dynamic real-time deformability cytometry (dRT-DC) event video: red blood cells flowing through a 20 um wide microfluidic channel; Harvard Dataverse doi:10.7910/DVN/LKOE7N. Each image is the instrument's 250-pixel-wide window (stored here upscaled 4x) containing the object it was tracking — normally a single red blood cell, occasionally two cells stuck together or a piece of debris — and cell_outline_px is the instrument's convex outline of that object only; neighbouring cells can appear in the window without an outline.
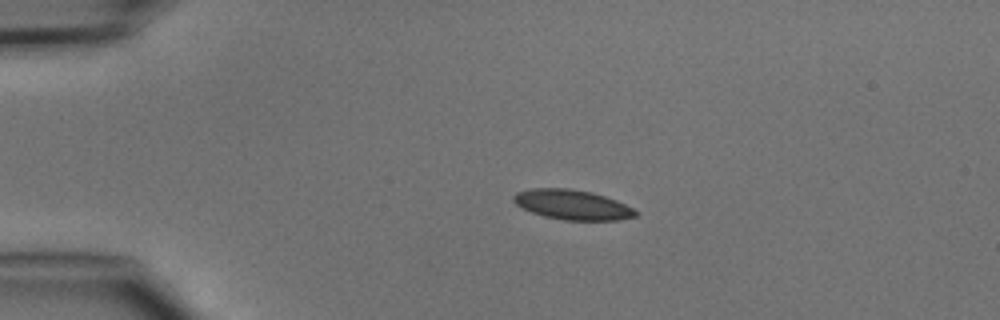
{"species": "common noctule bat (a hibernating species)", "species_latin": "Nyctalus noctula", "temperature_condition": "cold", "stored_images_in_passage": 3, "camera_frame_rate_fps": 3000, "um_per_image_px": 0.085, "animal": {"sex": "male", "body_mass_g": 15.6}, "frame": {"image": 1, "passage_image": 2, "time_ms": 1.333, "image_size_px": [1000, 320], "cell_outline_px": [[640, 212], [636, 216], [620, 220], [564, 220], [544, 216], [532, 212], [516, 204], [512, 200], [512, 196], [516, 192], [532, 188], [568, 188], [592, 192], [616, 200]], "centroid_in_image_um": [48.65, 17.4], "position_along_channel_um": 36.4, "area_um2": 21.21}}